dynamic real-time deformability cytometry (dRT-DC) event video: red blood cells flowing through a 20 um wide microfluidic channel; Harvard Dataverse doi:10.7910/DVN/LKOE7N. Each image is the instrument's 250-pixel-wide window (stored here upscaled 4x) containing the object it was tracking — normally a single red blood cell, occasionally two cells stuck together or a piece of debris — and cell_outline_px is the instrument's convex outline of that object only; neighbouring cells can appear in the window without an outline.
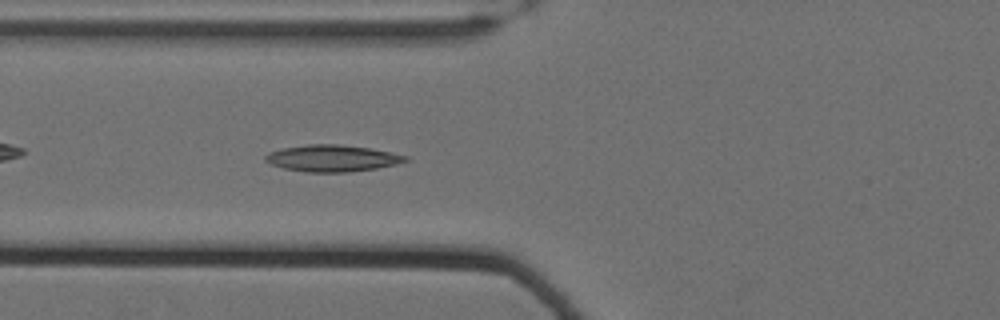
{"species": "Egyptian fruit bat (a non-hibernating species)", "species_latin": "Rousettus aegyptiacus", "temperature_condition": "cold", "stored_images_in_passage": 41, "camera_frame_rate_fps": 3000, "um_per_image_px": 0.085, "animal": {"sex": "female"}, "frame": {"image": 1, "passage_image": 6, "time_ms": 1.667, "image_size_px": [1000, 320], "cell_outline_px": [[412, 160], [396, 164], [376, 168], [348, 172], [308, 172], [284, 168], [272, 164], [264, 160], [264, 156], [268, 152], [284, 148], [308, 144], [336, 144], [368, 148], [408, 156]], "centroid_in_image_um": [28.24, 13.45], "position_along_channel_um": 97.6, "area_um2": 21.56}}
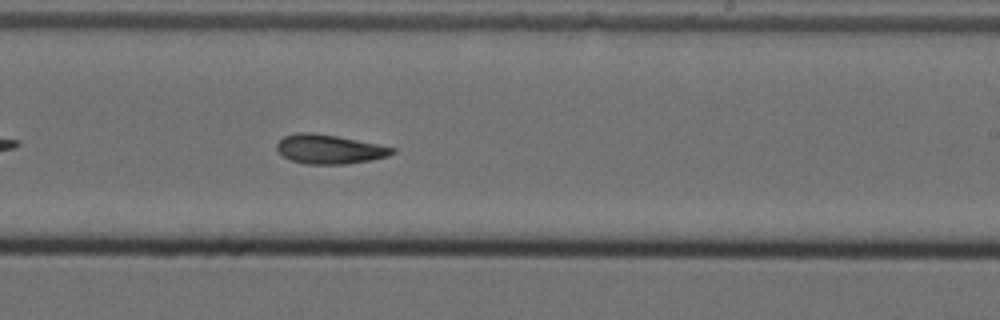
{"frame": {"image": 2, "passage_image": 20, "time_ms": 6.333, "image_size_px": [1000, 320], "cell_outline_px": [[396, 152], [388, 156], [372, 160], [344, 164], [304, 164], [292, 160], [276, 152], [276, 144], [284, 136], [296, 132], [312, 132], [336, 136], [396, 148]], "centroid_in_image_um": [27.97, 12.68], "position_along_channel_um": 261.0, "area_um2": 19.65}}
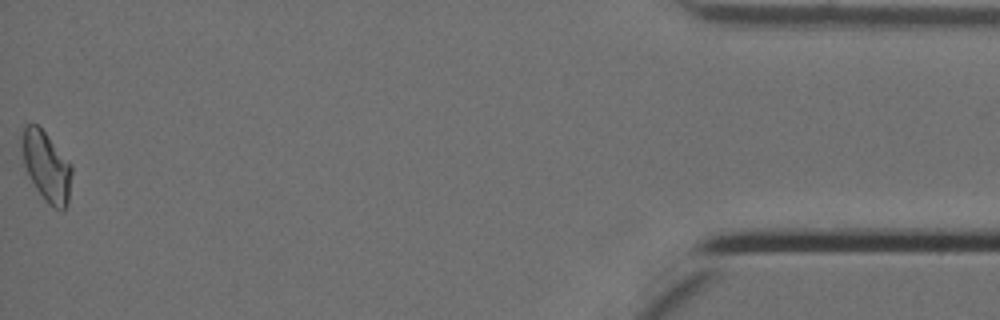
{"frame": {"image": 3, "passage_image": 41, "time_ms": 13.333, "image_size_px": [1000, 320], "cell_outline_px": [[72, 172], [68, 204], [64, 212], [48, 204], [36, 188], [24, 164], [24, 128], [28, 124], [36, 124], [44, 132], [72, 164]], "centroid_in_image_um": [4.02, 14.22], "position_along_channel_um": 431.2, "area_um2": 19.59}, "authors_computed_cell_mechanics": {"area_um2": 19.4786, "velocity_mm_per_s": 3.4979, "shape_relaxation_time_tau1_ms": null, "shape_relaxation_time_tau2_ms": 8.4219, "deformation_change_tau1": null, "deformation_change_tau2": 0.1633}}